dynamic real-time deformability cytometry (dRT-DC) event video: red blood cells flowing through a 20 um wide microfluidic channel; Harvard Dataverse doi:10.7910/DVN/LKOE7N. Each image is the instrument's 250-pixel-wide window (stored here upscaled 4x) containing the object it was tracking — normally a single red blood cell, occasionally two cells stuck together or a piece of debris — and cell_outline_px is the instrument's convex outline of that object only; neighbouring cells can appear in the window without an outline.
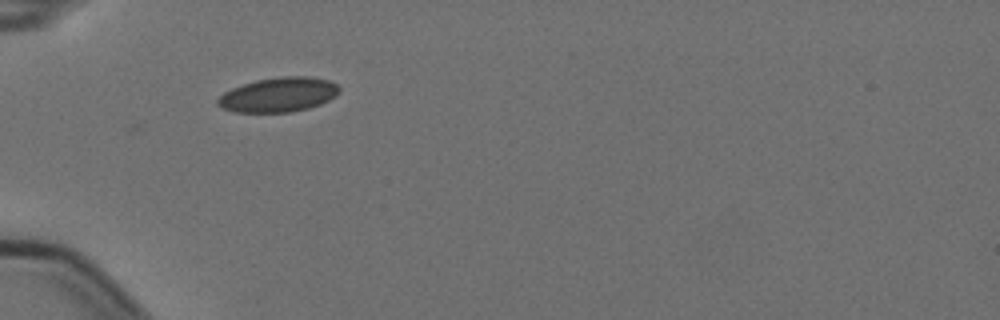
{"species": "Egyptian fruit bat (a non-hibernating species)", "species_latin": "Rousettus aegyptiacus", "temperature_condition": "cold", "stored_images_in_passage": 2, "camera_frame_rate_fps": 3000, "um_per_image_px": 0.085, "animal": {"sex": "female"}, "frame": {"image": 1, "passage_image": 1, "time_ms": 0.0, "image_size_px": [1000, 320], "cell_outline_px": [[340, 92], [336, 96], [320, 104], [308, 108], [292, 112], [232, 112], [220, 108], [216, 104], [216, 100], [224, 92], [232, 88], [256, 80], [284, 76], [308, 76], [328, 80], [336, 84], [340, 88]], "centroid_in_image_um": [23.66, 8.06], "position_along_channel_um": 61.3, "area_um2": 24.57}}
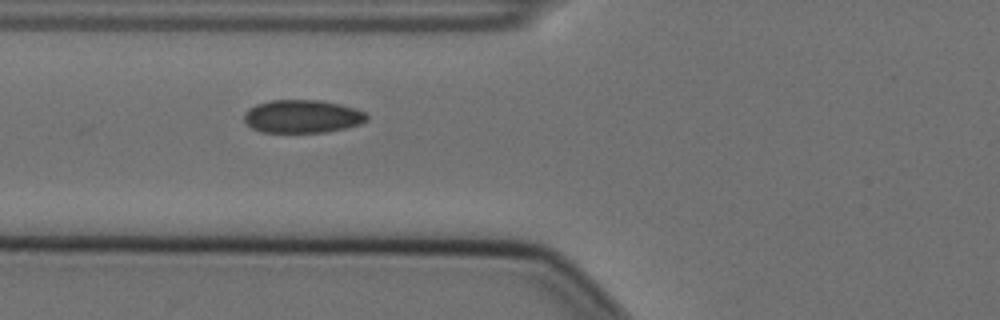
{"frame": {"image": 2, "passage_image": 2, "time_ms": 0.333, "image_size_px": [1000, 320], "cell_outline_px": [[368, 120], [360, 124], [344, 128], [324, 132], [260, 132], [252, 128], [244, 120], [244, 112], [248, 108], [256, 104], [268, 100], [320, 100], [340, 104], [356, 108], [364, 112], [368, 116]], "centroid_in_image_um": [25.68, 9.88], "position_along_channel_um": 100.1, "area_um2": 23.76}}